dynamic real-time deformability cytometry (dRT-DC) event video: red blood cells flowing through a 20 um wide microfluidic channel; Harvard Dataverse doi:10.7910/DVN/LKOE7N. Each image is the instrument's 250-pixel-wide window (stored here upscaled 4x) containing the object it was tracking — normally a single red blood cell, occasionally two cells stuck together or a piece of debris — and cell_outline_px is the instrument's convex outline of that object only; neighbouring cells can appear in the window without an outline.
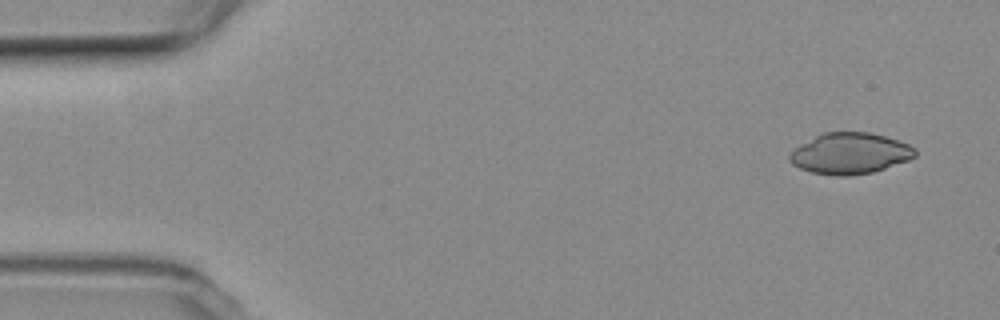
{"species": "common noctule bat (a hibernating species)", "species_latin": "Nyctalus noctula", "temperature_condition": "room temperature", "stored_images_in_passage": 3, "camera_frame_rate_fps": 3000, "um_per_image_px": 0.085, "animal": {"sex": "female", "body_mass_g": 19.3, "forearm_length_mm": 54.1}, "frame": {"image": 1, "passage_image": 1, "time_ms": 0.0, "image_size_px": [1000, 320], "cell_outline_px": [[916, 156], [908, 160], [872, 172], [848, 176], [836, 176], [812, 172], [800, 168], [792, 164], [788, 160], [788, 156], [800, 144], [824, 132], [868, 132], [884, 136], [908, 144], [916, 148]], "centroid_in_image_um": [72.24, 13.04], "position_along_channel_um": 12.8, "area_um2": 29.82}}